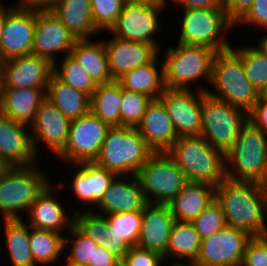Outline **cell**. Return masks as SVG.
Segmentation results:
<instances>
[{"label": "cell", "instance_id": "cell-1", "mask_svg": "<svg viewBox=\"0 0 267 266\" xmlns=\"http://www.w3.org/2000/svg\"><path fill=\"white\" fill-rule=\"evenodd\" d=\"M215 199L228 226L252 237L267 235V185L225 179L216 186Z\"/></svg>", "mask_w": 267, "mask_h": 266}, {"label": "cell", "instance_id": "cell-2", "mask_svg": "<svg viewBox=\"0 0 267 266\" xmlns=\"http://www.w3.org/2000/svg\"><path fill=\"white\" fill-rule=\"evenodd\" d=\"M216 53L205 46L182 43H177L175 47L169 46L163 53L164 59H161L165 88L193 89L191 85L196 83L195 90L206 92L207 88L200 82L204 80L210 84Z\"/></svg>", "mask_w": 267, "mask_h": 266}, {"label": "cell", "instance_id": "cell-3", "mask_svg": "<svg viewBox=\"0 0 267 266\" xmlns=\"http://www.w3.org/2000/svg\"><path fill=\"white\" fill-rule=\"evenodd\" d=\"M166 153L184 172L188 182L216 187L226 179L225 154L201 136L178 137Z\"/></svg>", "mask_w": 267, "mask_h": 266}, {"label": "cell", "instance_id": "cell-4", "mask_svg": "<svg viewBox=\"0 0 267 266\" xmlns=\"http://www.w3.org/2000/svg\"><path fill=\"white\" fill-rule=\"evenodd\" d=\"M225 175L232 181L267 185V136L250 120L225 153Z\"/></svg>", "mask_w": 267, "mask_h": 266}, {"label": "cell", "instance_id": "cell-5", "mask_svg": "<svg viewBox=\"0 0 267 266\" xmlns=\"http://www.w3.org/2000/svg\"><path fill=\"white\" fill-rule=\"evenodd\" d=\"M154 153L137 128L113 126L94 162L117 176H131L136 175Z\"/></svg>", "mask_w": 267, "mask_h": 266}, {"label": "cell", "instance_id": "cell-6", "mask_svg": "<svg viewBox=\"0 0 267 266\" xmlns=\"http://www.w3.org/2000/svg\"><path fill=\"white\" fill-rule=\"evenodd\" d=\"M210 85L216 91L207 89V94L248 113L258 100V91L247 78L240 57L231 48L216 53Z\"/></svg>", "mask_w": 267, "mask_h": 266}, {"label": "cell", "instance_id": "cell-7", "mask_svg": "<svg viewBox=\"0 0 267 266\" xmlns=\"http://www.w3.org/2000/svg\"><path fill=\"white\" fill-rule=\"evenodd\" d=\"M38 167L39 164L13 167L0 179L2 220L23 219L21 213L27 214L29 207L35 202L38 195L52 181Z\"/></svg>", "mask_w": 267, "mask_h": 266}, {"label": "cell", "instance_id": "cell-8", "mask_svg": "<svg viewBox=\"0 0 267 266\" xmlns=\"http://www.w3.org/2000/svg\"><path fill=\"white\" fill-rule=\"evenodd\" d=\"M178 43L205 46L217 52L228 50L232 44L226 34L234 30V23L225 9H182Z\"/></svg>", "mask_w": 267, "mask_h": 266}, {"label": "cell", "instance_id": "cell-9", "mask_svg": "<svg viewBox=\"0 0 267 266\" xmlns=\"http://www.w3.org/2000/svg\"><path fill=\"white\" fill-rule=\"evenodd\" d=\"M249 113L203 92L200 136L224 154L233 146Z\"/></svg>", "mask_w": 267, "mask_h": 266}, {"label": "cell", "instance_id": "cell-10", "mask_svg": "<svg viewBox=\"0 0 267 266\" xmlns=\"http://www.w3.org/2000/svg\"><path fill=\"white\" fill-rule=\"evenodd\" d=\"M135 176L148 203L169 204L188 183L184 172L166 152H155Z\"/></svg>", "mask_w": 267, "mask_h": 266}, {"label": "cell", "instance_id": "cell-11", "mask_svg": "<svg viewBox=\"0 0 267 266\" xmlns=\"http://www.w3.org/2000/svg\"><path fill=\"white\" fill-rule=\"evenodd\" d=\"M110 125L89 112L71 120L68 141L57 159L71 164L94 162L101 151Z\"/></svg>", "mask_w": 267, "mask_h": 266}, {"label": "cell", "instance_id": "cell-12", "mask_svg": "<svg viewBox=\"0 0 267 266\" xmlns=\"http://www.w3.org/2000/svg\"><path fill=\"white\" fill-rule=\"evenodd\" d=\"M166 5L126 2L109 34L129 41L153 44L159 51L156 34L162 30L159 17Z\"/></svg>", "mask_w": 267, "mask_h": 266}, {"label": "cell", "instance_id": "cell-13", "mask_svg": "<svg viewBox=\"0 0 267 266\" xmlns=\"http://www.w3.org/2000/svg\"><path fill=\"white\" fill-rule=\"evenodd\" d=\"M246 231L226 225L210 237L201 239L194 264L198 266H241L248 242Z\"/></svg>", "mask_w": 267, "mask_h": 266}, {"label": "cell", "instance_id": "cell-14", "mask_svg": "<svg viewBox=\"0 0 267 266\" xmlns=\"http://www.w3.org/2000/svg\"><path fill=\"white\" fill-rule=\"evenodd\" d=\"M159 99L163 102L178 137L200 136L202 91L165 88Z\"/></svg>", "mask_w": 267, "mask_h": 266}, {"label": "cell", "instance_id": "cell-15", "mask_svg": "<svg viewBox=\"0 0 267 266\" xmlns=\"http://www.w3.org/2000/svg\"><path fill=\"white\" fill-rule=\"evenodd\" d=\"M36 9L16 3L8 11L0 42V60L32 53Z\"/></svg>", "mask_w": 267, "mask_h": 266}, {"label": "cell", "instance_id": "cell-16", "mask_svg": "<svg viewBox=\"0 0 267 266\" xmlns=\"http://www.w3.org/2000/svg\"><path fill=\"white\" fill-rule=\"evenodd\" d=\"M53 74V64L35 54L1 62L0 88H42L45 92Z\"/></svg>", "mask_w": 267, "mask_h": 266}, {"label": "cell", "instance_id": "cell-17", "mask_svg": "<svg viewBox=\"0 0 267 266\" xmlns=\"http://www.w3.org/2000/svg\"><path fill=\"white\" fill-rule=\"evenodd\" d=\"M71 120L67 118L48 98H45L30 124L34 150L40 156L39 143H44L56 157L66 146Z\"/></svg>", "mask_w": 267, "mask_h": 266}, {"label": "cell", "instance_id": "cell-18", "mask_svg": "<svg viewBox=\"0 0 267 266\" xmlns=\"http://www.w3.org/2000/svg\"><path fill=\"white\" fill-rule=\"evenodd\" d=\"M76 41L50 10L36 9L32 54L46 58L54 64L56 60L58 61L57 54L70 55Z\"/></svg>", "mask_w": 267, "mask_h": 266}, {"label": "cell", "instance_id": "cell-19", "mask_svg": "<svg viewBox=\"0 0 267 266\" xmlns=\"http://www.w3.org/2000/svg\"><path fill=\"white\" fill-rule=\"evenodd\" d=\"M62 181L60 180L57 185L50 182L29 207L28 214H26L29 220L27 219L26 222L29 223L27 225L30 228L44 229L63 235L65 230L67 232L70 230L74 223V213H72V210L70 213L66 212V207L57 199L60 195L54 192L56 191L54 188H58L57 190L67 188V186L65 187L67 182Z\"/></svg>", "mask_w": 267, "mask_h": 266}, {"label": "cell", "instance_id": "cell-20", "mask_svg": "<svg viewBox=\"0 0 267 266\" xmlns=\"http://www.w3.org/2000/svg\"><path fill=\"white\" fill-rule=\"evenodd\" d=\"M0 155L13 167L38 164L30 127L12 120L0 111Z\"/></svg>", "mask_w": 267, "mask_h": 266}, {"label": "cell", "instance_id": "cell-21", "mask_svg": "<svg viewBox=\"0 0 267 266\" xmlns=\"http://www.w3.org/2000/svg\"><path fill=\"white\" fill-rule=\"evenodd\" d=\"M103 40L107 53L109 70L114 80L142 65L151 63L159 53L153 44L129 41L115 36Z\"/></svg>", "mask_w": 267, "mask_h": 266}, {"label": "cell", "instance_id": "cell-22", "mask_svg": "<svg viewBox=\"0 0 267 266\" xmlns=\"http://www.w3.org/2000/svg\"><path fill=\"white\" fill-rule=\"evenodd\" d=\"M175 221L168 204L148 203L142 211L136 246L164 256Z\"/></svg>", "mask_w": 267, "mask_h": 266}, {"label": "cell", "instance_id": "cell-23", "mask_svg": "<svg viewBox=\"0 0 267 266\" xmlns=\"http://www.w3.org/2000/svg\"><path fill=\"white\" fill-rule=\"evenodd\" d=\"M67 165L77 168L71 179V186L67 185L68 188L71 187L70 190H73L74 196L81 200L83 206H90L88 208L91 211L92 208L97 207L105 191L117 175L99 167L95 162L68 163Z\"/></svg>", "mask_w": 267, "mask_h": 266}, {"label": "cell", "instance_id": "cell-24", "mask_svg": "<svg viewBox=\"0 0 267 266\" xmlns=\"http://www.w3.org/2000/svg\"><path fill=\"white\" fill-rule=\"evenodd\" d=\"M147 204L144 191L135 175L116 176L95 209L101 212L97 213L107 215L143 211Z\"/></svg>", "mask_w": 267, "mask_h": 266}, {"label": "cell", "instance_id": "cell-25", "mask_svg": "<svg viewBox=\"0 0 267 266\" xmlns=\"http://www.w3.org/2000/svg\"><path fill=\"white\" fill-rule=\"evenodd\" d=\"M154 152H167L178 138L163 102L152 99L136 127Z\"/></svg>", "mask_w": 267, "mask_h": 266}, {"label": "cell", "instance_id": "cell-26", "mask_svg": "<svg viewBox=\"0 0 267 266\" xmlns=\"http://www.w3.org/2000/svg\"><path fill=\"white\" fill-rule=\"evenodd\" d=\"M108 222V241L103 246L120 261L136 246L142 222V211L110 213L105 215Z\"/></svg>", "mask_w": 267, "mask_h": 266}, {"label": "cell", "instance_id": "cell-27", "mask_svg": "<svg viewBox=\"0 0 267 266\" xmlns=\"http://www.w3.org/2000/svg\"><path fill=\"white\" fill-rule=\"evenodd\" d=\"M46 98L42 88H0V111L12 120L28 126Z\"/></svg>", "mask_w": 267, "mask_h": 266}, {"label": "cell", "instance_id": "cell-28", "mask_svg": "<svg viewBox=\"0 0 267 266\" xmlns=\"http://www.w3.org/2000/svg\"><path fill=\"white\" fill-rule=\"evenodd\" d=\"M50 11L76 40H90L100 34L92 18L91 0H61Z\"/></svg>", "mask_w": 267, "mask_h": 266}, {"label": "cell", "instance_id": "cell-29", "mask_svg": "<svg viewBox=\"0 0 267 266\" xmlns=\"http://www.w3.org/2000/svg\"><path fill=\"white\" fill-rule=\"evenodd\" d=\"M215 189L208 183L188 182L168 204L174 219L192 222L215 200Z\"/></svg>", "mask_w": 267, "mask_h": 266}, {"label": "cell", "instance_id": "cell-30", "mask_svg": "<svg viewBox=\"0 0 267 266\" xmlns=\"http://www.w3.org/2000/svg\"><path fill=\"white\" fill-rule=\"evenodd\" d=\"M70 55L96 84H107L115 81L109 70L103 39L102 41L77 40Z\"/></svg>", "mask_w": 267, "mask_h": 266}, {"label": "cell", "instance_id": "cell-31", "mask_svg": "<svg viewBox=\"0 0 267 266\" xmlns=\"http://www.w3.org/2000/svg\"><path fill=\"white\" fill-rule=\"evenodd\" d=\"M159 57L160 54L151 63L130 70L116 81L128 91L159 98L165 89L163 63Z\"/></svg>", "mask_w": 267, "mask_h": 266}, {"label": "cell", "instance_id": "cell-32", "mask_svg": "<svg viewBox=\"0 0 267 266\" xmlns=\"http://www.w3.org/2000/svg\"><path fill=\"white\" fill-rule=\"evenodd\" d=\"M201 238L192 222L175 221L167 245L164 261L194 263L197 259ZM177 258V259H176ZM170 259V260H169ZM182 260V261H181Z\"/></svg>", "mask_w": 267, "mask_h": 266}, {"label": "cell", "instance_id": "cell-33", "mask_svg": "<svg viewBox=\"0 0 267 266\" xmlns=\"http://www.w3.org/2000/svg\"><path fill=\"white\" fill-rule=\"evenodd\" d=\"M46 98L70 120L90 112V96L60 81L54 74L48 83Z\"/></svg>", "mask_w": 267, "mask_h": 266}, {"label": "cell", "instance_id": "cell-34", "mask_svg": "<svg viewBox=\"0 0 267 266\" xmlns=\"http://www.w3.org/2000/svg\"><path fill=\"white\" fill-rule=\"evenodd\" d=\"M23 219H3L4 239L11 266H37L29 247V226Z\"/></svg>", "mask_w": 267, "mask_h": 266}, {"label": "cell", "instance_id": "cell-35", "mask_svg": "<svg viewBox=\"0 0 267 266\" xmlns=\"http://www.w3.org/2000/svg\"><path fill=\"white\" fill-rule=\"evenodd\" d=\"M123 87L115 80L97 84L90 96V112L111 127L120 126V104Z\"/></svg>", "mask_w": 267, "mask_h": 266}, {"label": "cell", "instance_id": "cell-36", "mask_svg": "<svg viewBox=\"0 0 267 266\" xmlns=\"http://www.w3.org/2000/svg\"><path fill=\"white\" fill-rule=\"evenodd\" d=\"M64 237L65 235L60 233L29 227V247L35 264L37 266L55 264L61 255H67L63 253Z\"/></svg>", "mask_w": 267, "mask_h": 266}, {"label": "cell", "instance_id": "cell-37", "mask_svg": "<svg viewBox=\"0 0 267 266\" xmlns=\"http://www.w3.org/2000/svg\"><path fill=\"white\" fill-rule=\"evenodd\" d=\"M231 49L240 57L247 78L259 91L267 84V53L259 45L232 46Z\"/></svg>", "mask_w": 267, "mask_h": 266}, {"label": "cell", "instance_id": "cell-38", "mask_svg": "<svg viewBox=\"0 0 267 266\" xmlns=\"http://www.w3.org/2000/svg\"><path fill=\"white\" fill-rule=\"evenodd\" d=\"M53 74L60 81L72 86L74 89L87 93L89 96L92 95L97 87V84L71 55H66L61 62L59 60L53 64Z\"/></svg>", "mask_w": 267, "mask_h": 266}, {"label": "cell", "instance_id": "cell-39", "mask_svg": "<svg viewBox=\"0 0 267 266\" xmlns=\"http://www.w3.org/2000/svg\"><path fill=\"white\" fill-rule=\"evenodd\" d=\"M66 233L69 236L64 237V250L70 251L66 259L86 266L93 263L94 250L99 244L83 233L74 223Z\"/></svg>", "mask_w": 267, "mask_h": 266}, {"label": "cell", "instance_id": "cell-40", "mask_svg": "<svg viewBox=\"0 0 267 266\" xmlns=\"http://www.w3.org/2000/svg\"><path fill=\"white\" fill-rule=\"evenodd\" d=\"M153 98L123 88L120 104V126L136 128Z\"/></svg>", "mask_w": 267, "mask_h": 266}, {"label": "cell", "instance_id": "cell-41", "mask_svg": "<svg viewBox=\"0 0 267 266\" xmlns=\"http://www.w3.org/2000/svg\"><path fill=\"white\" fill-rule=\"evenodd\" d=\"M74 213V224L97 244L104 245L108 239V222L103 214L96 211L76 210Z\"/></svg>", "mask_w": 267, "mask_h": 266}, {"label": "cell", "instance_id": "cell-42", "mask_svg": "<svg viewBox=\"0 0 267 266\" xmlns=\"http://www.w3.org/2000/svg\"><path fill=\"white\" fill-rule=\"evenodd\" d=\"M125 3V0H91L92 18L100 33L110 31Z\"/></svg>", "mask_w": 267, "mask_h": 266}, {"label": "cell", "instance_id": "cell-43", "mask_svg": "<svg viewBox=\"0 0 267 266\" xmlns=\"http://www.w3.org/2000/svg\"><path fill=\"white\" fill-rule=\"evenodd\" d=\"M201 239L212 236L227 224L221 205L216 199L208 205L193 221Z\"/></svg>", "mask_w": 267, "mask_h": 266}, {"label": "cell", "instance_id": "cell-44", "mask_svg": "<svg viewBox=\"0 0 267 266\" xmlns=\"http://www.w3.org/2000/svg\"><path fill=\"white\" fill-rule=\"evenodd\" d=\"M241 266H267V236L253 237L248 242Z\"/></svg>", "mask_w": 267, "mask_h": 266}, {"label": "cell", "instance_id": "cell-45", "mask_svg": "<svg viewBox=\"0 0 267 266\" xmlns=\"http://www.w3.org/2000/svg\"><path fill=\"white\" fill-rule=\"evenodd\" d=\"M163 263L165 261L159 253L133 246L124 256L121 266H162Z\"/></svg>", "mask_w": 267, "mask_h": 266}, {"label": "cell", "instance_id": "cell-46", "mask_svg": "<svg viewBox=\"0 0 267 266\" xmlns=\"http://www.w3.org/2000/svg\"><path fill=\"white\" fill-rule=\"evenodd\" d=\"M261 27L267 29V0H254L248 11L234 24Z\"/></svg>", "mask_w": 267, "mask_h": 266}, {"label": "cell", "instance_id": "cell-47", "mask_svg": "<svg viewBox=\"0 0 267 266\" xmlns=\"http://www.w3.org/2000/svg\"><path fill=\"white\" fill-rule=\"evenodd\" d=\"M254 0H224L228 18L235 24L251 7Z\"/></svg>", "mask_w": 267, "mask_h": 266}, {"label": "cell", "instance_id": "cell-48", "mask_svg": "<svg viewBox=\"0 0 267 266\" xmlns=\"http://www.w3.org/2000/svg\"><path fill=\"white\" fill-rule=\"evenodd\" d=\"M249 120L267 136V101H257L249 112Z\"/></svg>", "mask_w": 267, "mask_h": 266}, {"label": "cell", "instance_id": "cell-49", "mask_svg": "<svg viewBox=\"0 0 267 266\" xmlns=\"http://www.w3.org/2000/svg\"><path fill=\"white\" fill-rule=\"evenodd\" d=\"M88 266H121V261L99 244L94 250L93 263H89Z\"/></svg>", "mask_w": 267, "mask_h": 266}, {"label": "cell", "instance_id": "cell-50", "mask_svg": "<svg viewBox=\"0 0 267 266\" xmlns=\"http://www.w3.org/2000/svg\"><path fill=\"white\" fill-rule=\"evenodd\" d=\"M168 1V0H167ZM176 5L183 6V9H224V0H171Z\"/></svg>", "mask_w": 267, "mask_h": 266}, {"label": "cell", "instance_id": "cell-51", "mask_svg": "<svg viewBox=\"0 0 267 266\" xmlns=\"http://www.w3.org/2000/svg\"><path fill=\"white\" fill-rule=\"evenodd\" d=\"M61 0H18L17 3L31 6L38 10H50Z\"/></svg>", "mask_w": 267, "mask_h": 266}, {"label": "cell", "instance_id": "cell-52", "mask_svg": "<svg viewBox=\"0 0 267 266\" xmlns=\"http://www.w3.org/2000/svg\"><path fill=\"white\" fill-rule=\"evenodd\" d=\"M6 5H3L2 2L0 1V42L2 38V32L4 29V22L6 19V16L8 15V11L11 9V7H5Z\"/></svg>", "mask_w": 267, "mask_h": 266}, {"label": "cell", "instance_id": "cell-53", "mask_svg": "<svg viewBox=\"0 0 267 266\" xmlns=\"http://www.w3.org/2000/svg\"><path fill=\"white\" fill-rule=\"evenodd\" d=\"M13 166H11L3 156L0 155V179L8 173Z\"/></svg>", "mask_w": 267, "mask_h": 266}, {"label": "cell", "instance_id": "cell-54", "mask_svg": "<svg viewBox=\"0 0 267 266\" xmlns=\"http://www.w3.org/2000/svg\"><path fill=\"white\" fill-rule=\"evenodd\" d=\"M125 2H135L153 5H168L167 0H125Z\"/></svg>", "mask_w": 267, "mask_h": 266}, {"label": "cell", "instance_id": "cell-55", "mask_svg": "<svg viewBox=\"0 0 267 266\" xmlns=\"http://www.w3.org/2000/svg\"><path fill=\"white\" fill-rule=\"evenodd\" d=\"M257 101H267V84L258 91Z\"/></svg>", "mask_w": 267, "mask_h": 266}, {"label": "cell", "instance_id": "cell-56", "mask_svg": "<svg viewBox=\"0 0 267 266\" xmlns=\"http://www.w3.org/2000/svg\"><path fill=\"white\" fill-rule=\"evenodd\" d=\"M259 42L257 43L267 53V35H262Z\"/></svg>", "mask_w": 267, "mask_h": 266}, {"label": "cell", "instance_id": "cell-57", "mask_svg": "<svg viewBox=\"0 0 267 266\" xmlns=\"http://www.w3.org/2000/svg\"><path fill=\"white\" fill-rule=\"evenodd\" d=\"M65 264L63 266H86V265H83V264H78V263H75V262H71L67 259H65Z\"/></svg>", "mask_w": 267, "mask_h": 266}, {"label": "cell", "instance_id": "cell-58", "mask_svg": "<svg viewBox=\"0 0 267 266\" xmlns=\"http://www.w3.org/2000/svg\"><path fill=\"white\" fill-rule=\"evenodd\" d=\"M171 266H198V265L194 263H188V262L183 263L182 262V263H173V264L171 263Z\"/></svg>", "mask_w": 267, "mask_h": 266}]
</instances>
